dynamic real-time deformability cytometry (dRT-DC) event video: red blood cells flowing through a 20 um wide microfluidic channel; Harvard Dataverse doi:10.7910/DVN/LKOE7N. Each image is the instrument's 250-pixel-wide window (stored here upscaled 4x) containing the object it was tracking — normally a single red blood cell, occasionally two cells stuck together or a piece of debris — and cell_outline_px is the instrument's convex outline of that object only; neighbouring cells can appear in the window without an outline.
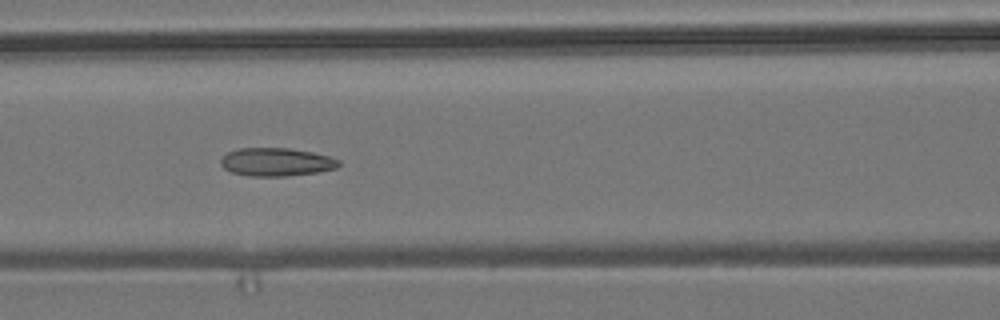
{"species": "common noctule bat (a hibernating species)", "species_latin": "Nyctalus noctula", "temperature_condition": "room temperature", "stored_images_in_passage": 9, "camera_frame_rate_fps": 3000, "um_per_image_px": 0.085, "animal": {"sex": "male", "body_mass_g": 19.2, "forearm_length_mm": 51.8}, "frame": {"image": 1, "passage_image": 6, "time_ms": 5.667, "image_size_px": [1000, 320], "cell_outline_px": [[340, 164], [336, 168], [316, 172], [284, 176], [248, 176], [232, 172], [224, 168], [220, 164], [220, 160], [228, 152], [240, 148], [288, 148], [312, 152], [328, 156], [340, 160]], "centroid_in_image_um": [23.47, 13.77], "position_along_channel_um": 143.1, "area_um2": 19.25}}
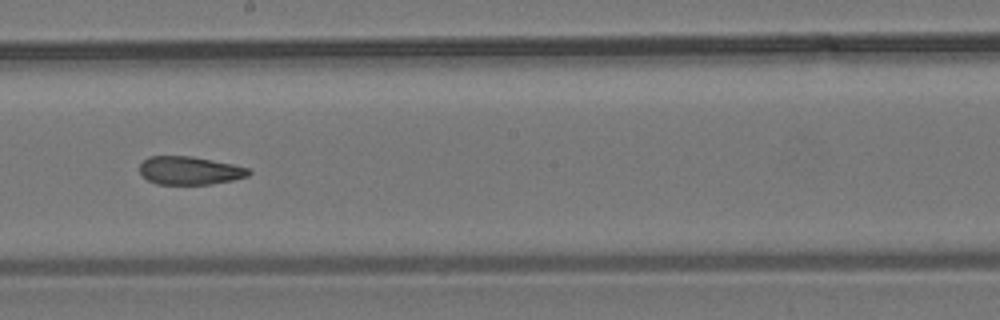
{"frame": {"image": 2, "passage_image": 8, "time_ms": 8.0, "image_size_px": [1000, 320], "cell_outline_px": [[252, 172], [248, 176], [232, 180], [212, 184], [156, 184], [148, 180], [140, 172], [140, 164], [148, 156], [192, 156], [232, 164], [248, 168]], "centroid_in_image_um": [16.12, 14.49], "position_along_channel_um": 232.1, "area_um2": 17.86}}
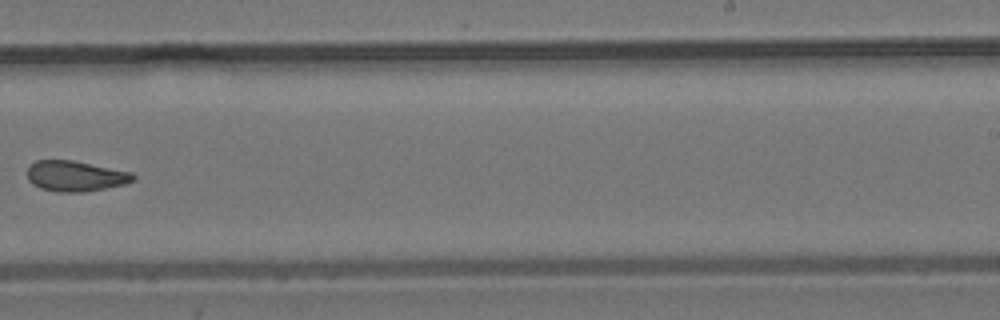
{"frame": {"image": 3, "passage_image": 9, "time_ms": 9.333, "image_size_px": [1000, 320], "cell_outline_px": [[136, 180], [124, 184], [84, 192], [56, 192], [40, 188], [32, 184], [28, 180], [28, 168], [36, 160], [72, 160], [132, 172], [136, 176]], "centroid_in_image_um": [6.42, 14.97], "position_along_channel_um": 282.6, "area_um2": 18.84}}